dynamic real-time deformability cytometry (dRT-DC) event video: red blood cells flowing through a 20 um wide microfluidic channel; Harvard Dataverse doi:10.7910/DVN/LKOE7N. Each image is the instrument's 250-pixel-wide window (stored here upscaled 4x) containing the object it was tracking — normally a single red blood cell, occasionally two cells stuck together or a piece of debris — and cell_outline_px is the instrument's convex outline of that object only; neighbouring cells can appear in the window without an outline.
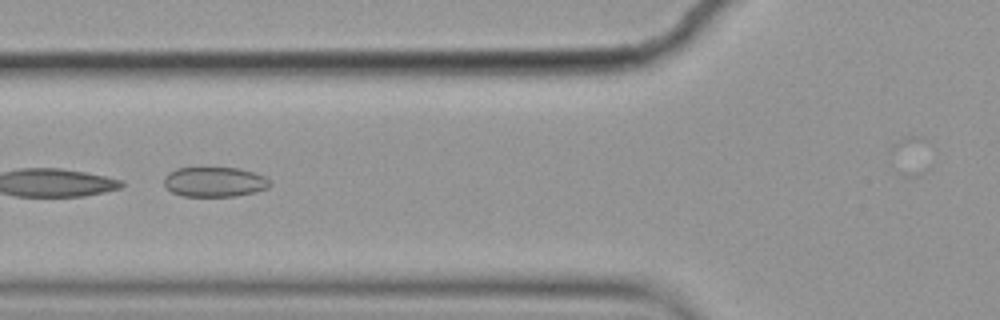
{"species": "common noctule bat (a hibernating species)", "species_latin": "Nyctalus noctula", "temperature_condition": "cold", "stored_images_in_passage": 8, "camera_frame_rate_fps": 3000, "um_per_image_px": 0.085, "animal": {"sex": "female", "body_mass_g": 19.9}, "frame": {"image": 1, "passage_image": 6, "time_ms": 1.667, "image_size_px": [1000, 320], "cell_outline_px": [[272, 184], [268, 188], [256, 192], [236, 196], [184, 196], [172, 192], [164, 188], [164, 176], [168, 172], [176, 168], [240, 168], [264, 176]], "centroid_in_image_um": [18.21, 15.46], "position_along_channel_um": 107.6, "area_um2": 18.55}}
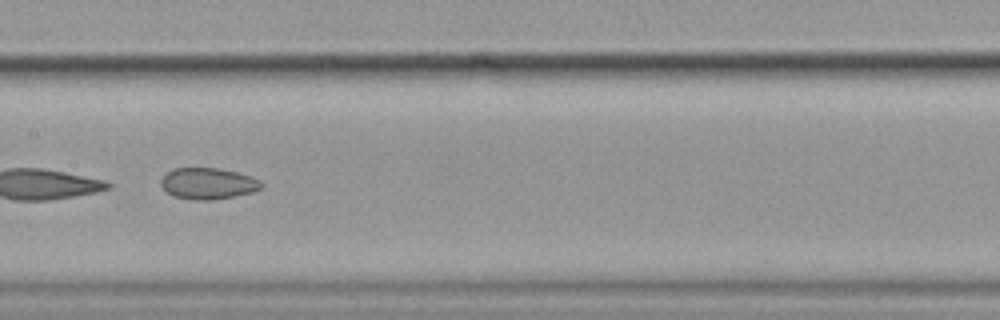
{"frame": {"image": 2, "passage_image": 8, "time_ms": 2.333, "image_size_px": [1000, 320], "cell_outline_px": [[264, 188], [252, 192], [212, 200], [196, 200], [172, 196], [160, 184], [160, 180], [172, 168], [216, 168], [236, 172], [260, 180], [264, 184]], "centroid_in_image_um": [17.68, 15.6], "position_along_channel_um": 189.7, "area_um2": 18.21}}